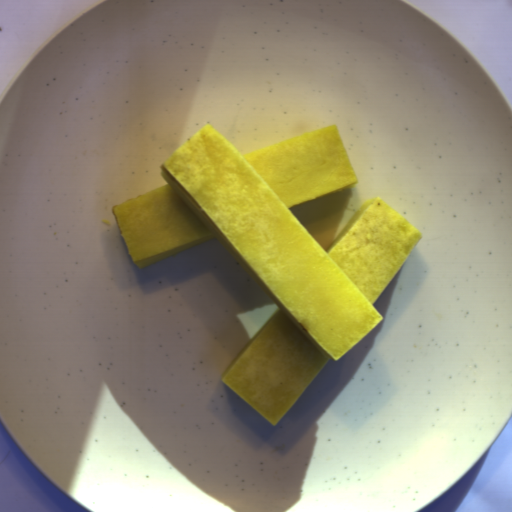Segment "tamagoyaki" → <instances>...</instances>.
<instances>
[{"label":"tamagoyaki","instance_id":"1","mask_svg":"<svg viewBox=\"0 0 512 512\" xmlns=\"http://www.w3.org/2000/svg\"><path fill=\"white\" fill-rule=\"evenodd\" d=\"M161 174L113 206L131 259L141 270L217 238L273 301L221 382L275 426L384 320L373 305L423 235L377 195L326 252L293 212L359 182L337 124L241 155L208 123Z\"/></svg>","mask_w":512,"mask_h":512}]
</instances>
